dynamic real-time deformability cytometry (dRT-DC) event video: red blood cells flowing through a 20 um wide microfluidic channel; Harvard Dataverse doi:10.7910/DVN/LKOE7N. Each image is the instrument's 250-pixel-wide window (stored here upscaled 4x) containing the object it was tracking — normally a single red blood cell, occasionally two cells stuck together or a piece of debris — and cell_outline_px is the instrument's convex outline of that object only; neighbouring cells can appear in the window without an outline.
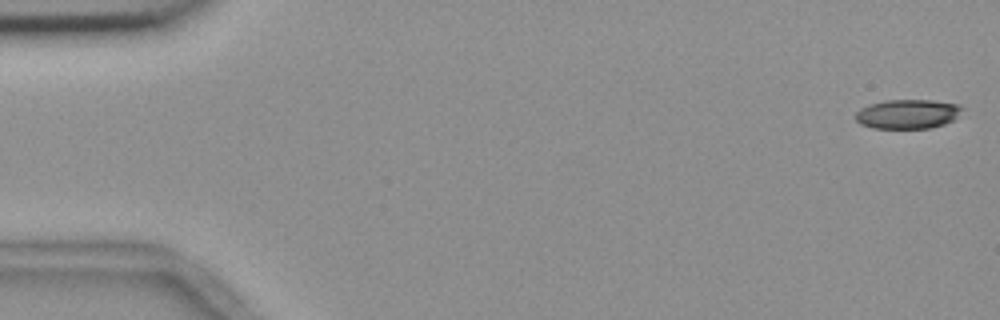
{"species": "common noctule bat (a hibernating species)", "species_latin": "Nyctalus noctula", "temperature_condition": "room temperature", "stored_images_in_passage": 55, "camera_frame_rate_fps": 3000, "um_per_image_px": 0.085, "animal": {"sex": "female", "body_mass_g": 18.4}, "frame": {"image": 1, "passage_image": 1, "time_ms": 0.0, "image_size_px": [1000, 320], "cell_outline_px": [[964, 108], [952, 120], [944, 124], [932, 128], [872, 128], [860, 124], [856, 120], [856, 112], [860, 108], [868, 104], [884, 100], [932, 100], [960, 104]], "centroid_in_image_um": [77.13, 9.68], "position_along_channel_um": 7.9, "area_um2": 18.32}}
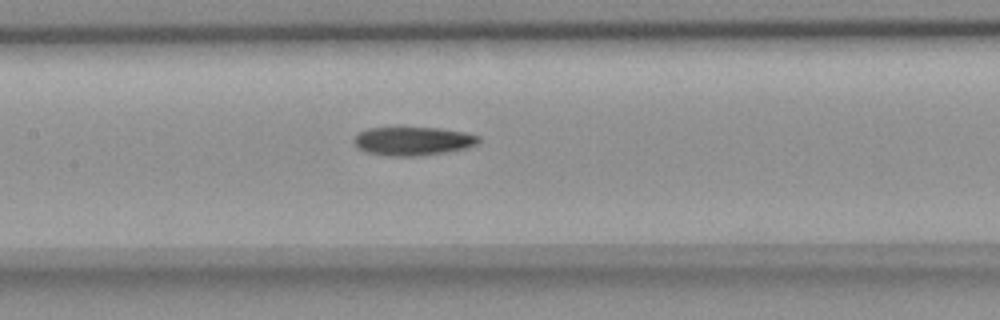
{"frame": {"image": 2, "passage_image": 26, "time_ms": 8.333, "image_size_px": [1000, 320], "cell_outline_px": [[480, 140], [476, 144], [468, 148], [444, 152], [416, 156], [384, 156], [368, 152], [352, 144], [352, 140], [356, 132], [368, 128], [400, 124], [440, 128], [468, 132], [480, 136]], "centroid_in_image_um": [35.04, 11.93], "position_along_channel_um": 172.4, "area_um2": 22.02}}
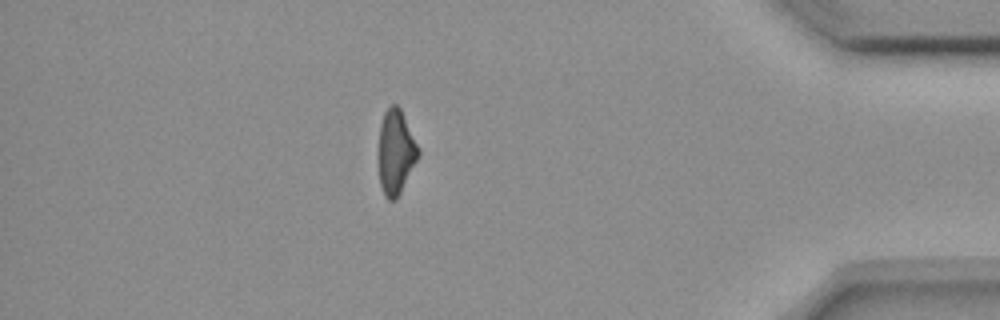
{"frame": {"image": 3, "passage_image": 48, "time_ms": 15.667, "image_size_px": [1000, 320], "cell_outline_px": [[420, 152], [396, 200], [388, 200], [384, 196], [380, 184], [376, 156], [376, 152], [380, 124], [384, 112], [392, 104], [396, 104], [400, 108], [420, 148]], "centroid_in_image_um": [33.59, 12.91], "position_along_channel_um": 401.6, "area_um2": 20.0}}